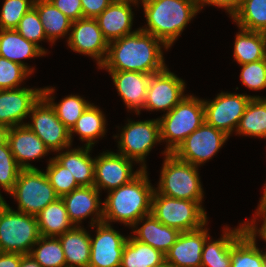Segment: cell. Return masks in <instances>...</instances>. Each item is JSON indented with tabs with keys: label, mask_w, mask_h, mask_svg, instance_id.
<instances>
[{
	"label": "cell",
	"mask_w": 266,
	"mask_h": 267,
	"mask_svg": "<svg viewBox=\"0 0 266 267\" xmlns=\"http://www.w3.org/2000/svg\"><path fill=\"white\" fill-rule=\"evenodd\" d=\"M168 47L152 34L138 29L109 43L100 68L108 71H134L155 74L166 68L161 46Z\"/></svg>",
	"instance_id": "1"
},
{
	"label": "cell",
	"mask_w": 266,
	"mask_h": 267,
	"mask_svg": "<svg viewBox=\"0 0 266 267\" xmlns=\"http://www.w3.org/2000/svg\"><path fill=\"white\" fill-rule=\"evenodd\" d=\"M154 190L146 169H142L129 183L108 191L102 205L103 222L119 221L133 227L142 217L151 214Z\"/></svg>",
	"instance_id": "2"
},
{
	"label": "cell",
	"mask_w": 266,
	"mask_h": 267,
	"mask_svg": "<svg viewBox=\"0 0 266 267\" xmlns=\"http://www.w3.org/2000/svg\"><path fill=\"white\" fill-rule=\"evenodd\" d=\"M141 2L147 26L140 29L158 38L168 48L200 10L197 0H141Z\"/></svg>",
	"instance_id": "3"
},
{
	"label": "cell",
	"mask_w": 266,
	"mask_h": 267,
	"mask_svg": "<svg viewBox=\"0 0 266 267\" xmlns=\"http://www.w3.org/2000/svg\"><path fill=\"white\" fill-rule=\"evenodd\" d=\"M205 122L203 100L185 96L170 112L159 119L161 141L167 144L164 154L173 153L181 143Z\"/></svg>",
	"instance_id": "4"
},
{
	"label": "cell",
	"mask_w": 266,
	"mask_h": 267,
	"mask_svg": "<svg viewBox=\"0 0 266 267\" xmlns=\"http://www.w3.org/2000/svg\"><path fill=\"white\" fill-rule=\"evenodd\" d=\"M39 238L36 216L11 209L5 200L0 203V252L29 254Z\"/></svg>",
	"instance_id": "5"
},
{
	"label": "cell",
	"mask_w": 266,
	"mask_h": 267,
	"mask_svg": "<svg viewBox=\"0 0 266 267\" xmlns=\"http://www.w3.org/2000/svg\"><path fill=\"white\" fill-rule=\"evenodd\" d=\"M197 167L178 159L173 153L165 154L156 191L176 199L202 202L204 196Z\"/></svg>",
	"instance_id": "6"
},
{
	"label": "cell",
	"mask_w": 266,
	"mask_h": 267,
	"mask_svg": "<svg viewBox=\"0 0 266 267\" xmlns=\"http://www.w3.org/2000/svg\"><path fill=\"white\" fill-rule=\"evenodd\" d=\"M201 203L168 197L154 190L151 214L162 224L180 232L194 231L207 225Z\"/></svg>",
	"instance_id": "7"
},
{
	"label": "cell",
	"mask_w": 266,
	"mask_h": 267,
	"mask_svg": "<svg viewBox=\"0 0 266 267\" xmlns=\"http://www.w3.org/2000/svg\"><path fill=\"white\" fill-rule=\"evenodd\" d=\"M9 194L17 200L19 212L33 216L59 198L45 172L37 168L22 169Z\"/></svg>",
	"instance_id": "8"
},
{
	"label": "cell",
	"mask_w": 266,
	"mask_h": 267,
	"mask_svg": "<svg viewBox=\"0 0 266 267\" xmlns=\"http://www.w3.org/2000/svg\"><path fill=\"white\" fill-rule=\"evenodd\" d=\"M157 142H161L159 118L137 122L128 120L120 134L118 153L143 163L141 169L145 170V157Z\"/></svg>",
	"instance_id": "9"
},
{
	"label": "cell",
	"mask_w": 266,
	"mask_h": 267,
	"mask_svg": "<svg viewBox=\"0 0 266 267\" xmlns=\"http://www.w3.org/2000/svg\"><path fill=\"white\" fill-rule=\"evenodd\" d=\"M32 123H25L50 151L59 152L71 144L69 129L58 119L55 109L42 96L30 111Z\"/></svg>",
	"instance_id": "10"
},
{
	"label": "cell",
	"mask_w": 266,
	"mask_h": 267,
	"mask_svg": "<svg viewBox=\"0 0 266 267\" xmlns=\"http://www.w3.org/2000/svg\"><path fill=\"white\" fill-rule=\"evenodd\" d=\"M228 135L206 121L191 133L173 152L180 160L200 166L219 151Z\"/></svg>",
	"instance_id": "11"
},
{
	"label": "cell",
	"mask_w": 266,
	"mask_h": 267,
	"mask_svg": "<svg viewBox=\"0 0 266 267\" xmlns=\"http://www.w3.org/2000/svg\"><path fill=\"white\" fill-rule=\"evenodd\" d=\"M251 98L257 96L221 92L214 100H203L205 121L230 136L237 128Z\"/></svg>",
	"instance_id": "12"
},
{
	"label": "cell",
	"mask_w": 266,
	"mask_h": 267,
	"mask_svg": "<svg viewBox=\"0 0 266 267\" xmlns=\"http://www.w3.org/2000/svg\"><path fill=\"white\" fill-rule=\"evenodd\" d=\"M184 89L185 82L167 67L151 74L143 109L166 110L168 113L185 97Z\"/></svg>",
	"instance_id": "13"
},
{
	"label": "cell",
	"mask_w": 266,
	"mask_h": 267,
	"mask_svg": "<svg viewBox=\"0 0 266 267\" xmlns=\"http://www.w3.org/2000/svg\"><path fill=\"white\" fill-rule=\"evenodd\" d=\"M95 225L96 237H90L88 267H121L122 253L128 238L108 223L100 222Z\"/></svg>",
	"instance_id": "14"
},
{
	"label": "cell",
	"mask_w": 266,
	"mask_h": 267,
	"mask_svg": "<svg viewBox=\"0 0 266 267\" xmlns=\"http://www.w3.org/2000/svg\"><path fill=\"white\" fill-rule=\"evenodd\" d=\"M70 31L68 46L77 53L94 58L100 67L107 57L109 43L104 38L97 20L82 18L74 21Z\"/></svg>",
	"instance_id": "15"
},
{
	"label": "cell",
	"mask_w": 266,
	"mask_h": 267,
	"mask_svg": "<svg viewBox=\"0 0 266 267\" xmlns=\"http://www.w3.org/2000/svg\"><path fill=\"white\" fill-rule=\"evenodd\" d=\"M132 162L133 160L119 153H102L95 158L94 186L99 191L101 188L110 191L129 183L142 170L140 168L133 173Z\"/></svg>",
	"instance_id": "16"
},
{
	"label": "cell",
	"mask_w": 266,
	"mask_h": 267,
	"mask_svg": "<svg viewBox=\"0 0 266 267\" xmlns=\"http://www.w3.org/2000/svg\"><path fill=\"white\" fill-rule=\"evenodd\" d=\"M43 96V89L17 88L0 90V124L15 127L22 124L33 106Z\"/></svg>",
	"instance_id": "17"
},
{
	"label": "cell",
	"mask_w": 266,
	"mask_h": 267,
	"mask_svg": "<svg viewBox=\"0 0 266 267\" xmlns=\"http://www.w3.org/2000/svg\"><path fill=\"white\" fill-rule=\"evenodd\" d=\"M99 190L94 186H80L71 193L63 195L61 198L65 203L68 217L74 226L79 225L81 220L95 214L91 218V226L103 222V207L99 198Z\"/></svg>",
	"instance_id": "18"
},
{
	"label": "cell",
	"mask_w": 266,
	"mask_h": 267,
	"mask_svg": "<svg viewBox=\"0 0 266 267\" xmlns=\"http://www.w3.org/2000/svg\"><path fill=\"white\" fill-rule=\"evenodd\" d=\"M138 0H113V2L95 19L108 43L132 34L133 12L130 4Z\"/></svg>",
	"instance_id": "19"
},
{
	"label": "cell",
	"mask_w": 266,
	"mask_h": 267,
	"mask_svg": "<svg viewBox=\"0 0 266 267\" xmlns=\"http://www.w3.org/2000/svg\"><path fill=\"white\" fill-rule=\"evenodd\" d=\"M204 227L181 232L175 244L165 254V260L173 267H201V256L208 230Z\"/></svg>",
	"instance_id": "20"
},
{
	"label": "cell",
	"mask_w": 266,
	"mask_h": 267,
	"mask_svg": "<svg viewBox=\"0 0 266 267\" xmlns=\"http://www.w3.org/2000/svg\"><path fill=\"white\" fill-rule=\"evenodd\" d=\"M8 143L15 160L22 169H36L28 161L42 158L50 151L26 125L11 127Z\"/></svg>",
	"instance_id": "21"
},
{
	"label": "cell",
	"mask_w": 266,
	"mask_h": 267,
	"mask_svg": "<svg viewBox=\"0 0 266 267\" xmlns=\"http://www.w3.org/2000/svg\"><path fill=\"white\" fill-rule=\"evenodd\" d=\"M118 95L124 100L126 107L139 115L144 107L151 74L134 71H108Z\"/></svg>",
	"instance_id": "22"
},
{
	"label": "cell",
	"mask_w": 266,
	"mask_h": 267,
	"mask_svg": "<svg viewBox=\"0 0 266 267\" xmlns=\"http://www.w3.org/2000/svg\"><path fill=\"white\" fill-rule=\"evenodd\" d=\"M144 220H146L145 223L139 229L136 228L133 231L136 235L132 237L137 241L152 246L165 255L175 244L181 232L162 224L152 214L142 217L133 228Z\"/></svg>",
	"instance_id": "23"
},
{
	"label": "cell",
	"mask_w": 266,
	"mask_h": 267,
	"mask_svg": "<svg viewBox=\"0 0 266 267\" xmlns=\"http://www.w3.org/2000/svg\"><path fill=\"white\" fill-rule=\"evenodd\" d=\"M45 53L33 42L27 41L15 29H0V56L24 66L31 74L29 68L21 59H29Z\"/></svg>",
	"instance_id": "24"
},
{
	"label": "cell",
	"mask_w": 266,
	"mask_h": 267,
	"mask_svg": "<svg viewBox=\"0 0 266 267\" xmlns=\"http://www.w3.org/2000/svg\"><path fill=\"white\" fill-rule=\"evenodd\" d=\"M225 230L219 240L213 242L208 238L205 240L201 267H231V247L233 242L246 230L245 222L236 229L226 228Z\"/></svg>",
	"instance_id": "25"
},
{
	"label": "cell",
	"mask_w": 266,
	"mask_h": 267,
	"mask_svg": "<svg viewBox=\"0 0 266 267\" xmlns=\"http://www.w3.org/2000/svg\"><path fill=\"white\" fill-rule=\"evenodd\" d=\"M90 235L81 226L58 236L66 260V267H88L90 262Z\"/></svg>",
	"instance_id": "26"
},
{
	"label": "cell",
	"mask_w": 266,
	"mask_h": 267,
	"mask_svg": "<svg viewBox=\"0 0 266 267\" xmlns=\"http://www.w3.org/2000/svg\"><path fill=\"white\" fill-rule=\"evenodd\" d=\"M82 149H70L59 153L54 157L62 166L67 168L79 186L94 185V164L95 159L90 157V146Z\"/></svg>",
	"instance_id": "27"
},
{
	"label": "cell",
	"mask_w": 266,
	"mask_h": 267,
	"mask_svg": "<svg viewBox=\"0 0 266 267\" xmlns=\"http://www.w3.org/2000/svg\"><path fill=\"white\" fill-rule=\"evenodd\" d=\"M36 219L40 236L58 237L74 227L61 197L40 211Z\"/></svg>",
	"instance_id": "28"
},
{
	"label": "cell",
	"mask_w": 266,
	"mask_h": 267,
	"mask_svg": "<svg viewBox=\"0 0 266 267\" xmlns=\"http://www.w3.org/2000/svg\"><path fill=\"white\" fill-rule=\"evenodd\" d=\"M240 29L234 42L233 56L243 65L266 58V37L259 31Z\"/></svg>",
	"instance_id": "29"
},
{
	"label": "cell",
	"mask_w": 266,
	"mask_h": 267,
	"mask_svg": "<svg viewBox=\"0 0 266 267\" xmlns=\"http://www.w3.org/2000/svg\"><path fill=\"white\" fill-rule=\"evenodd\" d=\"M266 252L256 246V237L245 230L232 244L231 267H265Z\"/></svg>",
	"instance_id": "30"
},
{
	"label": "cell",
	"mask_w": 266,
	"mask_h": 267,
	"mask_svg": "<svg viewBox=\"0 0 266 267\" xmlns=\"http://www.w3.org/2000/svg\"><path fill=\"white\" fill-rule=\"evenodd\" d=\"M33 7L37 10L47 40L52 44L59 37L65 36L71 29L72 21L57 9L49 0H35Z\"/></svg>",
	"instance_id": "31"
},
{
	"label": "cell",
	"mask_w": 266,
	"mask_h": 267,
	"mask_svg": "<svg viewBox=\"0 0 266 267\" xmlns=\"http://www.w3.org/2000/svg\"><path fill=\"white\" fill-rule=\"evenodd\" d=\"M164 260L165 255L159 250L131 236L123 249L121 267H153Z\"/></svg>",
	"instance_id": "32"
},
{
	"label": "cell",
	"mask_w": 266,
	"mask_h": 267,
	"mask_svg": "<svg viewBox=\"0 0 266 267\" xmlns=\"http://www.w3.org/2000/svg\"><path fill=\"white\" fill-rule=\"evenodd\" d=\"M106 119L102 111L97 106L90 104L70 130V140L75 132L80 136L81 141H86V146L92 147L95 139L105 135Z\"/></svg>",
	"instance_id": "33"
},
{
	"label": "cell",
	"mask_w": 266,
	"mask_h": 267,
	"mask_svg": "<svg viewBox=\"0 0 266 267\" xmlns=\"http://www.w3.org/2000/svg\"><path fill=\"white\" fill-rule=\"evenodd\" d=\"M235 131L240 135L266 138V98H251Z\"/></svg>",
	"instance_id": "34"
},
{
	"label": "cell",
	"mask_w": 266,
	"mask_h": 267,
	"mask_svg": "<svg viewBox=\"0 0 266 267\" xmlns=\"http://www.w3.org/2000/svg\"><path fill=\"white\" fill-rule=\"evenodd\" d=\"M54 88L45 87L43 89V97L50 103L55 109L58 119L69 129L74 127L77 120L80 118L85 109L91 104L81 98L79 95H69L61 100L60 103H54V99L51 96L54 92Z\"/></svg>",
	"instance_id": "35"
},
{
	"label": "cell",
	"mask_w": 266,
	"mask_h": 267,
	"mask_svg": "<svg viewBox=\"0 0 266 267\" xmlns=\"http://www.w3.org/2000/svg\"><path fill=\"white\" fill-rule=\"evenodd\" d=\"M232 18L241 29L263 32L266 29V0H242Z\"/></svg>",
	"instance_id": "36"
},
{
	"label": "cell",
	"mask_w": 266,
	"mask_h": 267,
	"mask_svg": "<svg viewBox=\"0 0 266 267\" xmlns=\"http://www.w3.org/2000/svg\"><path fill=\"white\" fill-rule=\"evenodd\" d=\"M32 248L31 255L41 267H66L65 255L58 237L40 236Z\"/></svg>",
	"instance_id": "37"
},
{
	"label": "cell",
	"mask_w": 266,
	"mask_h": 267,
	"mask_svg": "<svg viewBox=\"0 0 266 267\" xmlns=\"http://www.w3.org/2000/svg\"><path fill=\"white\" fill-rule=\"evenodd\" d=\"M45 174L59 197L71 193L74 189L80 187L69 170L62 166L54 157L49 160Z\"/></svg>",
	"instance_id": "38"
},
{
	"label": "cell",
	"mask_w": 266,
	"mask_h": 267,
	"mask_svg": "<svg viewBox=\"0 0 266 267\" xmlns=\"http://www.w3.org/2000/svg\"><path fill=\"white\" fill-rule=\"evenodd\" d=\"M22 168L15 160L9 143L0 146V187L10 193ZM0 197L3 199L2 195Z\"/></svg>",
	"instance_id": "39"
},
{
	"label": "cell",
	"mask_w": 266,
	"mask_h": 267,
	"mask_svg": "<svg viewBox=\"0 0 266 267\" xmlns=\"http://www.w3.org/2000/svg\"><path fill=\"white\" fill-rule=\"evenodd\" d=\"M15 30L27 41L37 45L45 54L47 53L45 49L38 44V42L47 39V37L39 14L34 7L23 16Z\"/></svg>",
	"instance_id": "40"
},
{
	"label": "cell",
	"mask_w": 266,
	"mask_h": 267,
	"mask_svg": "<svg viewBox=\"0 0 266 267\" xmlns=\"http://www.w3.org/2000/svg\"><path fill=\"white\" fill-rule=\"evenodd\" d=\"M35 0H5L0 13V29H15Z\"/></svg>",
	"instance_id": "41"
},
{
	"label": "cell",
	"mask_w": 266,
	"mask_h": 267,
	"mask_svg": "<svg viewBox=\"0 0 266 267\" xmlns=\"http://www.w3.org/2000/svg\"><path fill=\"white\" fill-rule=\"evenodd\" d=\"M29 75L24 66L0 56V90L17 89Z\"/></svg>",
	"instance_id": "42"
},
{
	"label": "cell",
	"mask_w": 266,
	"mask_h": 267,
	"mask_svg": "<svg viewBox=\"0 0 266 267\" xmlns=\"http://www.w3.org/2000/svg\"><path fill=\"white\" fill-rule=\"evenodd\" d=\"M241 82L252 90H262L266 88V58L240 65Z\"/></svg>",
	"instance_id": "43"
},
{
	"label": "cell",
	"mask_w": 266,
	"mask_h": 267,
	"mask_svg": "<svg viewBox=\"0 0 266 267\" xmlns=\"http://www.w3.org/2000/svg\"><path fill=\"white\" fill-rule=\"evenodd\" d=\"M72 22L83 18L81 0H49Z\"/></svg>",
	"instance_id": "44"
},
{
	"label": "cell",
	"mask_w": 266,
	"mask_h": 267,
	"mask_svg": "<svg viewBox=\"0 0 266 267\" xmlns=\"http://www.w3.org/2000/svg\"><path fill=\"white\" fill-rule=\"evenodd\" d=\"M113 0H81L83 18H96Z\"/></svg>",
	"instance_id": "45"
},
{
	"label": "cell",
	"mask_w": 266,
	"mask_h": 267,
	"mask_svg": "<svg viewBox=\"0 0 266 267\" xmlns=\"http://www.w3.org/2000/svg\"><path fill=\"white\" fill-rule=\"evenodd\" d=\"M256 215L261 218H263V224L261 225V228L257 229L255 223V219H252L253 221H250V223L247 221L245 223L246 230L253 236L256 237V235L259 233V236L261 239H264L266 242V201L261 200L260 204L258 205ZM253 222V223H251Z\"/></svg>",
	"instance_id": "46"
},
{
	"label": "cell",
	"mask_w": 266,
	"mask_h": 267,
	"mask_svg": "<svg viewBox=\"0 0 266 267\" xmlns=\"http://www.w3.org/2000/svg\"><path fill=\"white\" fill-rule=\"evenodd\" d=\"M199 9L205 5H213L225 8L231 17L238 11L241 6L242 0H197Z\"/></svg>",
	"instance_id": "47"
},
{
	"label": "cell",
	"mask_w": 266,
	"mask_h": 267,
	"mask_svg": "<svg viewBox=\"0 0 266 267\" xmlns=\"http://www.w3.org/2000/svg\"><path fill=\"white\" fill-rule=\"evenodd\" d=\"M20 263V253L0 252V267H19Z\"/></svg>",
	"instance_id": "48"
},
{
	"label": "cell",
	"mask_w": 266,
	"mask_h": 267,
	"mask_svg": "<svg viewBox=\"0 0 266 267\" xmlns=\"http://www.w3.org/2000/svg\"><path fill=\"white\" fill-rule=\"evenodd\" d=\"M19 267H41V265L29 254H21V263Z\"/></svg>",
	"instance_id": "49"
},
{
	"label": "cell",
	"mask_w": 266,
	"mask_h": 267,
	"mask_svg": "<svg viewBox=\"0 0 266 267\" xmlns=\"http://www.w3.org/2000/svg\"><path fill=\"white\" fill-rule=\"evenodd\" d=\"M10 127L0 124V146L8 142Z\"/></svg>",
	"instance_id": "50"
},
{
	"label": "cell",
	"mask_w": 266,
	"mask_h": 267,
	"mask_svg": "<svg viewBox=\"0 0 266 267\" xmlns=\"http://www.w3.org/2000/svg\"><path fill=\"white\" fill-rule=\"evenodd\" d=\"M153 267H173V266L169 262L164 260L159 265H156V266H153Z\"/></svg>",
	"instance_id": "51"
},
{
	"label": "cell",
	"mask_w": 266,
	"mask_h": 267,
	"mask_svg": "<svg viewBox=\"0 0 266 267\" xmlns=\"http://www.w3.org/2000/svg\"><path fill=\"white\" fill-rule=\"evenodd\" d=\"M261 200L266 201V184H265L264 193H263Z\"/></svg>",
	"instance_id": "52"
},
{
	"label": "cell",
	"mask_w": 266,
	"mask_h": 267,
	"mask_svg": "<svg viewBox=\"0 0 266 267\" xmlns=\"http://www.w3.org/2000/svg\"><path fill=\"white\" fill-rule=\"evenodd\" d=\"M262 33L266 37V29Z\"/></svg>",
	"instance_id": "53"
}]
</instances>
